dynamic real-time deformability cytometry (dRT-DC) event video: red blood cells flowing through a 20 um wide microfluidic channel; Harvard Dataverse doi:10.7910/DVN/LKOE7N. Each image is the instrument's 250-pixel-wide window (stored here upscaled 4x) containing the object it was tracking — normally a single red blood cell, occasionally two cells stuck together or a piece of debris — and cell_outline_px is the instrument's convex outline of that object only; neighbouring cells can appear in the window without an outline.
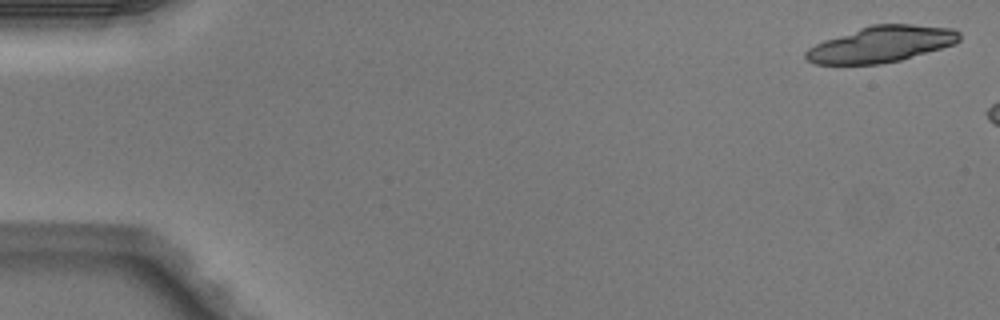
{"species": "Egyptian fruit bat (a non-hibernating species)", "species_latin": "Rousettus aegyptiacus", "temperature_condition": "warm", "stored_images_in_passage": 3, "camera_frame_rate_fps": 3000, "um_per_image_px": 0.085, "animal": {"sex": "male"}, "frame": {"image": 1, "passage_image": 1, "time_ms": 0.0, "image_size_px": [1000, 320], "cell_outline_px": [[960, 40], [956, 44], [900, 60], [880, 64], [816, 64], [808, 60], [804, 56], [804, 52], [808, 48], [824, 40], [872, 24], [912, 24], [952, 28], [960, 32]], "centroid_in_image_um": [74.93, 3.75], "position_along_channel_um": 10.1, "area_um2": 32.25}}